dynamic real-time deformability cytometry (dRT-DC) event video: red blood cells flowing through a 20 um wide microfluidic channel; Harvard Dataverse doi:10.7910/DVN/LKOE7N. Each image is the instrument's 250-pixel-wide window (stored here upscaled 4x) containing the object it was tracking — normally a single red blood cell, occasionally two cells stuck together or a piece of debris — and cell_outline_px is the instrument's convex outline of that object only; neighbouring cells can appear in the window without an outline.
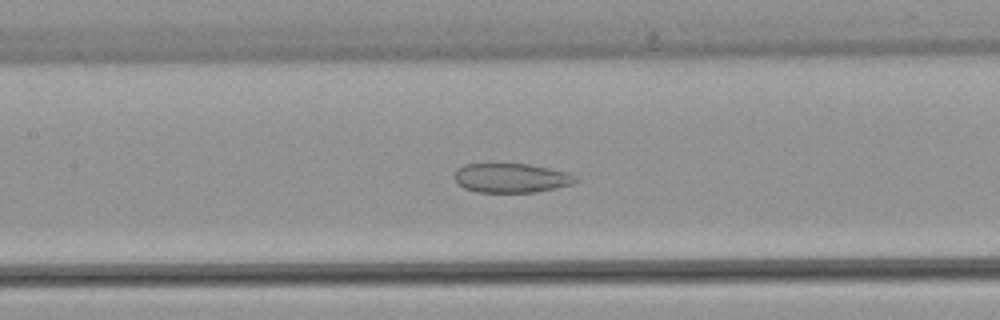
{"species": "common noctule bat (a hibernating species)", "species_latin": "Nyctalus noctula", "temperature_condition": "warm", "stored_images_in_passage": 41, "camera_frame_rate_fps": 3000, "um_per_image_px": 0.085, "animal": {"sex": "female", "body_mass_g": 22.7, "forearm_length_mm": 54.2}, "frame": {"image": 1, "passage_image": 18, "time_ms": 5.667, "image_size_px": [1000, 320], "cell_outline_px": [[580, 180], [572, 184], [536, 192], [476, 192], [464, 188], [456, 180], [456, 168], [464, 164], [500, 160], [528, 164], [572, 172], [580, 176]], "centroid_in_image_um": [43.49, 15.06], "position_along_channel_um": 163.9, "area_um2": 21.79}}
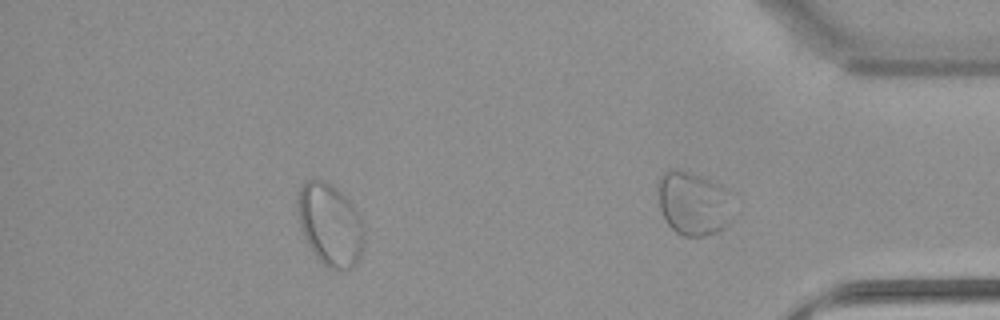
{"frame": {"image": 2, "passage_image": 35, "time_ms": 11.333, "image_size_px": [1000, 320], "cell_outline_px": [[364, 244], [360, 256], [348, 268], [328, 268], [312, 252], [300, 228], [296, 208], [296, 196], [304, 180], [312, 176], [324, 180], [336, 188], [348, 200], [364, 224]], "centroid_in_image_um": [28.0, 19.02], "position_along_channel_um": 407.2, "area_um2": 31.96}}